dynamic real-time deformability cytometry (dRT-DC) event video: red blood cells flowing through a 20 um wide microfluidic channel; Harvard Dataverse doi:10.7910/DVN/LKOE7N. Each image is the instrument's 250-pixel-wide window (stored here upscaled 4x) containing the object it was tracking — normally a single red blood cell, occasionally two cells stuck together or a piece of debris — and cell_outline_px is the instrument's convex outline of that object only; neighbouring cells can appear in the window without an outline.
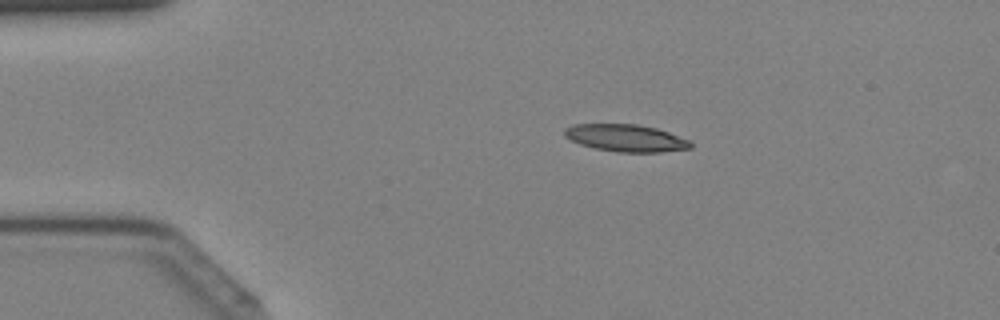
{"species": "Egyptian fruit bat (a non-hibernating species)", "species_latin": "Rousettus aegyptiacus", "temperature_condition": "cold", "stored_images_in_passage": 43, "camera_frame_rate_fps": 3000, "um_per_image_px": 0.085, "animal": {"sex": "female"}, "frame": {"image": 1, "passage_image": 9, "time_ms": 2.667, "image_size_px": [1000, 320], "cell_outline_px": [[692, 148], [660, 152], [616, 152], [596, 148], [580, 144], [564, 136], [564, 128], [572, 124], [636, 124], [656, 128], [668, 132], [688, 140], [692, 144]], "centroid_in_image_um": [53.17, 11.73], "position_along_channel_um": 31.8, "area_um2": 19.88}}
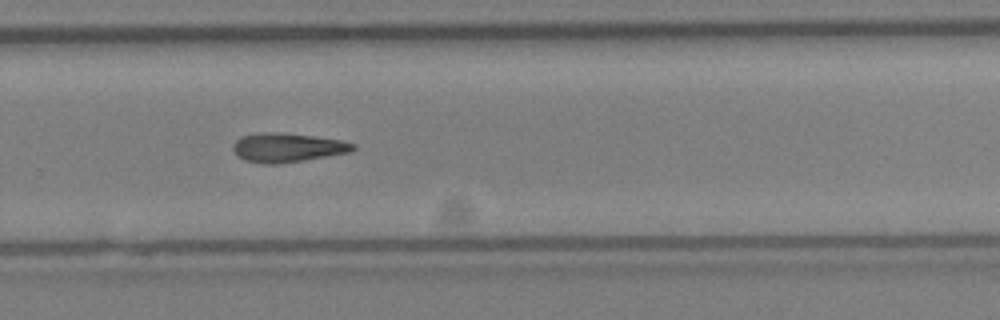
{"frame": {"image": 2, "passage_image": 29, "time_ms": 9.333, "image_size_px": [1000, 320], "cell_outline_px": [[356, 148], [348, 152], [304, 160], [276, 164], [264, 164], [244, 160], [236, 156], [232, 148], [232, 144], [240, 136], [256, 132], [268, 132], [312, 136], [340, 140], [356, 144]], "centroid_in_image_um": [24.35, 12.54], "position_along_channel_um": 305.5, "area_um2": 20.23}}
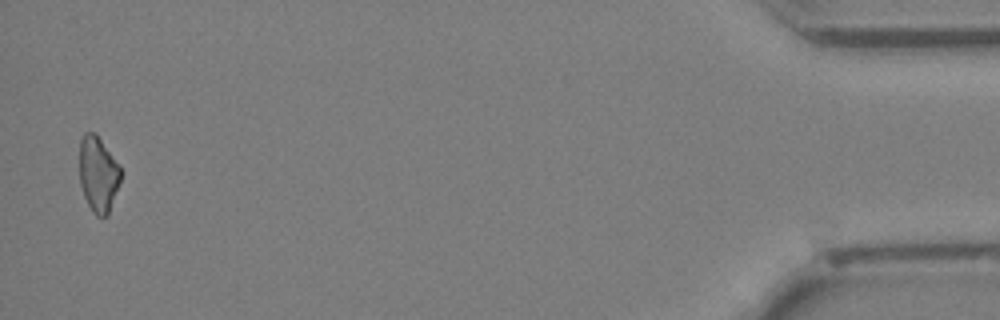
{"frame": {"image": 3, "passage_image": 42, "time_ms": 13.667, "image_size_px": [1000, 320], "cell_outline_px": [[120, 180], [108, 216], [96, 216], [92, 212], [84, 196], [80, 184], [80, 136], [84, 132], [96, 132], [120, 164]], "centroid_in_image_um": [8.34, 14.76], "position_along_channel_um": 426.9, "area_um2": 18.38}}